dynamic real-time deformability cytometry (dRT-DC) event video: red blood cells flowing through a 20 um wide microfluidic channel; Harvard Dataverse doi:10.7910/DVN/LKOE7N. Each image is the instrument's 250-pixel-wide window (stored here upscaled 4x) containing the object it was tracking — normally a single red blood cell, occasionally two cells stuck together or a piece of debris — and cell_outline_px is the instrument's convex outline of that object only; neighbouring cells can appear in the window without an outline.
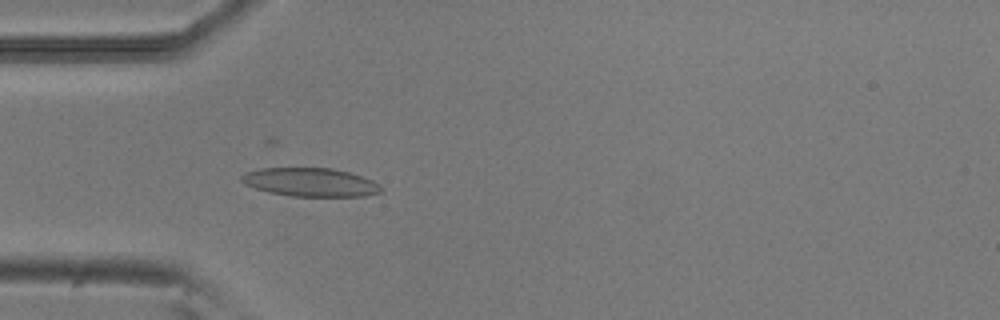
{"species": "common noctule bat (a hibernating species)", "species_latin": "Nyctalus noctula", "temperature_condition": "room temperature", "stored_images_in_passage": 6, "camera_frame_rate_fps": 3000, "um_per_image_px": 0.085, "animal": {"sex": "male", "body_mass_g": 20.5, "forearm_length_mm": 52.5}, "frame": {"image": 1, "passage_image": 6, "time_ms": 1.667, "image_size_px": [1000, 320], "cell_outline_px": [[384, 188], [380, 192], [364, 196], [292, 196], [268, 192], [244, 184], [240, 180], [240, 176], [244, 172], [260, 168], [332, 168], [348, 172], [372, 180], [380, 184]], "centroid_in_image_um": [26.36, 15.48], "position_along_channel_um": 58.6, "area_um2": 23.24}}